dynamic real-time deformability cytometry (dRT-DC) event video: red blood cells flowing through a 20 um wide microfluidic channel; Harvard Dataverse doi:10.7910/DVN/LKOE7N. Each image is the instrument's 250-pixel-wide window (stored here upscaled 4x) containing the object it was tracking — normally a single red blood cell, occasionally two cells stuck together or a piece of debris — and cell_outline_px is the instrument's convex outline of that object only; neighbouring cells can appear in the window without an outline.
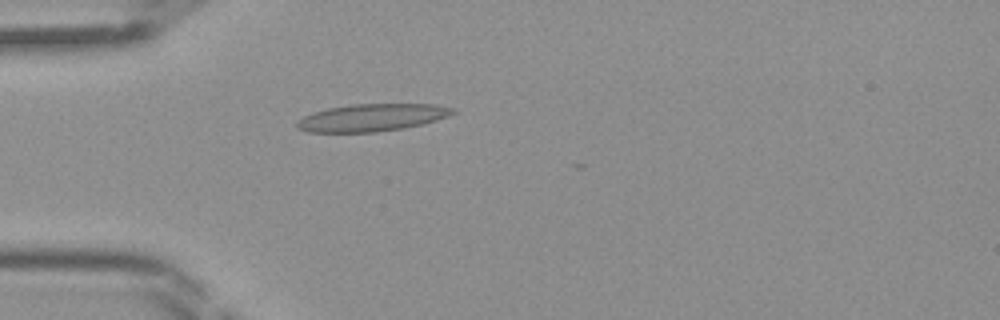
{"species": "Egyptian fruit bat (a non-hibernating species)", "species_latin": "Rousettus aegyptiacus", "temperature_condition": "room temperature", "stored_images_in_passage": 32, "camera_frame_rate_fps": 3000, "um_per_image_px": 0.085, "frame": {"image": 1, "passage_image": 1, "time_ms": 0.0, "image_size_px": [1000, 320], "cell_outline_px": [[456, 112], [448, 116], [436, 120], [404, 128], [376, 132], [308, 132], [296, 128], [296, 120], [312, 112], [328, 108], [352, 104], [436, 104], [456, 108]], "centroid_in_image_um": [31.6, 9.99], "position_along_channel_um": 53.4, "area_um2": 24.97}}
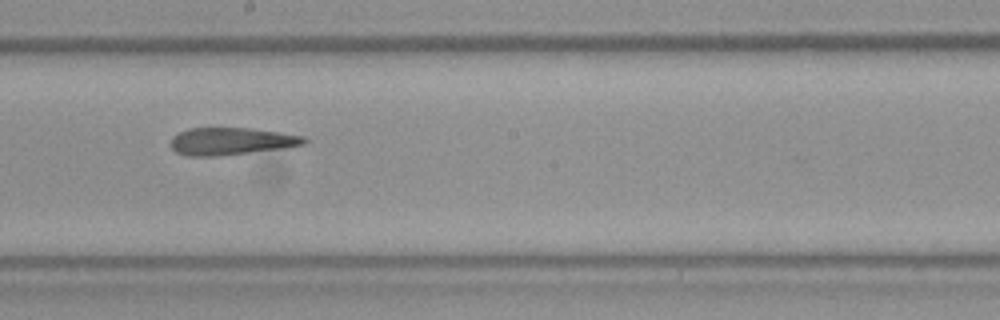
{"frame": {"image": 2, "passage_image": 13, "time_ms": 4.0, "image_size_px": [1000, 320], "cell_outline_px": [[308, 140], [304, 144], [284, 148], [216, 156], [188, 156], [176, 152], [172, 148], [172, 136], [188, 128], [252, 128], [280, 132], [304, 136]], "centroid_in_image_um": [19.66, 12.0], "position_along_channel_um": 228.5, "area_um2": 21.15}}
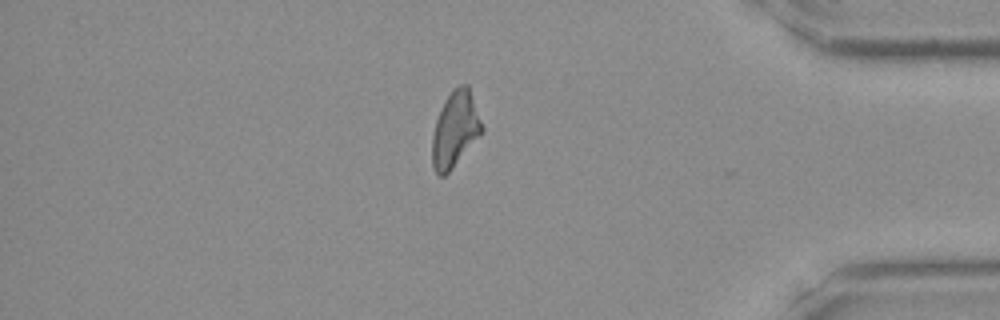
{"frame": {"image": 3, "passage_image": 26, "time_ms": 8.333, "image_size_px": [1000, 320], "cell_outline_px": [[484, 132], [452, 168], [444, 176], [436, 176], [432, 168], [432, 136], [436, 120], [440, 108], [444, 100], [452, 88], [460, 84], [468, 84], [484, 128]], "centroid_in_image_um": [38.68, 10.99], "position_along_channel_um": 396.5, "area_um2": 22.25}}